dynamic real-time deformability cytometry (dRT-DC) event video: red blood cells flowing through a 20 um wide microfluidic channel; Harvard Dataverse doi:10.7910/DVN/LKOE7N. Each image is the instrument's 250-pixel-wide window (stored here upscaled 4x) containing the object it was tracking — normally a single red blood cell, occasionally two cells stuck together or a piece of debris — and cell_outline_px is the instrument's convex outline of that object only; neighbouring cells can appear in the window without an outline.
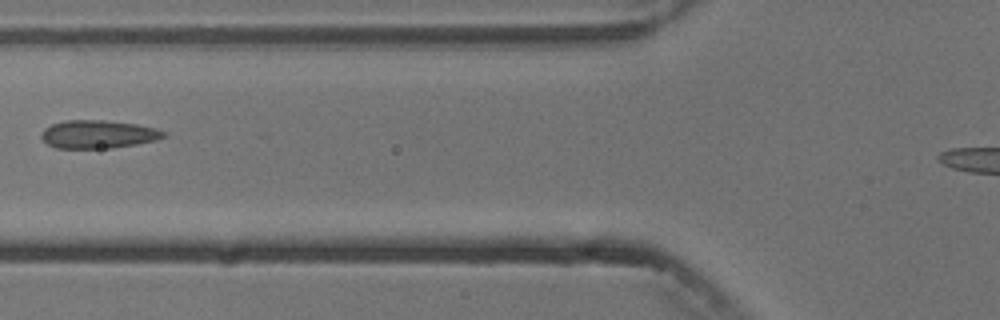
{"species": "common noctule bat (a hibernating species)", "species_latin": "Nyctalus noctula", "temperature_condition": "cold", "stored_images_in_passage": 3, "camera_frame_rate_fps": 3000, "um_per_image_px": 0.085, "animal": {"sex": "male", "body_mass_g": 13.3}, "frame": {"image": 1, "passage_image": 2, "time_ms": 1.333, "image_size_px": [1000, 320], "cell_outline_px": [[168, 136], [156, 140], [136, 144], [112, 148], [56, 148], [48, 144], [40, 136], [44, 128], [52, 124], [64, 120], [104, 120], [136, 124], [156, 128], [168, 132]], "centroid_in_image_um": [8.37, 11.41], "position_along_channel_um": 117.4, "area_um2": 20.17}}
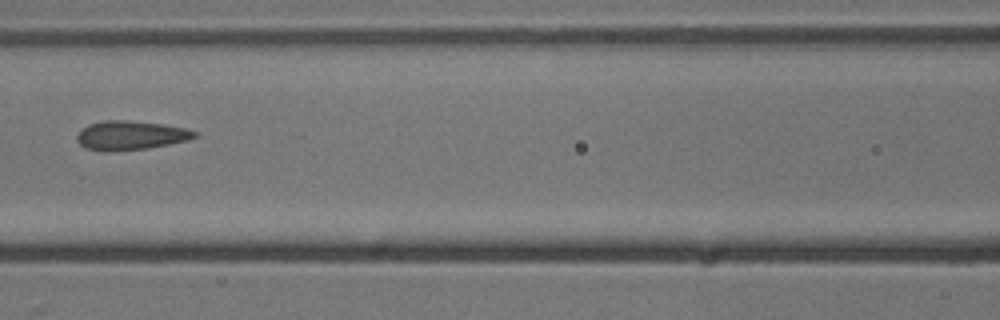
{"frame": {"image": 2, "passage_image": 3, "time_ms": 2.333, "image_size_px": [1000, 320], "cell_outline_px": [[200, 136], [188, 140], [148, 148], [104, 152], [84, 148], [76, 140], [76, 136], [88, 124], [104, 120], [128, 120], [160, 124], [184, 128], [200, 132]], "centroid_in_image_um": [11.11, 11.51], "position_along_channel_um": 155.5, "area_um2": 20.0}}